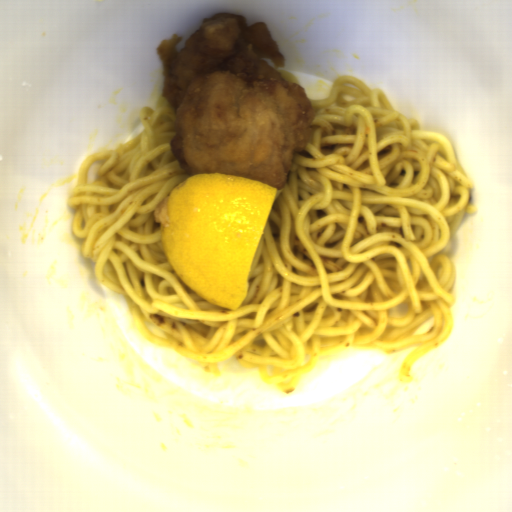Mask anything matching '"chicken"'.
Masks as SVG:
<instances>
[{"mask_svg": "<svg viewBox=\"0 0 512 512\" xmlns=\"http://www.w3.org/2000/svg\"><path fill=\"white\" fill-rule=\"evenodd\" d=\"M161 40L162 96L175 113L169 148L190 175L229 174L286 187L293 154L304 151L316 112L286 67L267 24L217 12L186 39Z\"/></svg>", "mask_w": 512, "mask_h": 512, "instance_id": "1", "label": "chicken"}]
</instances>
